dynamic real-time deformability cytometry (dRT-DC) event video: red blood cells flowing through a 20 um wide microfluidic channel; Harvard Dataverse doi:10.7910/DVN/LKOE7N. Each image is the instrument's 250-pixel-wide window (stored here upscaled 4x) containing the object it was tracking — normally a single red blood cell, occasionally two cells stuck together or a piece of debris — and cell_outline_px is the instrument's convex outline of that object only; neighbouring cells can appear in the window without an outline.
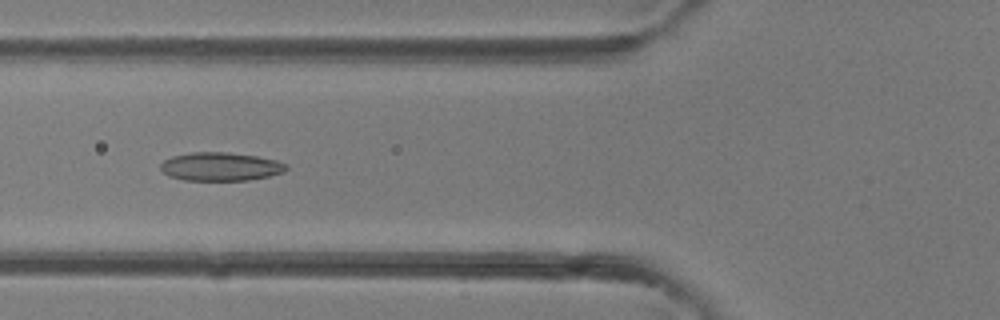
{"species": "common noctule bat (a hibernating species)", "species_latin": "Nyctalus noctula", "temperature_condition": "room temperature", "stored_images_in_passage": 38, "camera_frame_rate_fps": 3000, "um_per_image_px": 0.085, "animal": {"sex": "female"}, "frame": {"image": 1, "passage_image": 13, "time_ms": 4.0, "image_size_px": [1000, 320], "cell_outline_px": [[288, 168], [284, 172], [268, 176], [248, 180], [184, 180], [168, 176], [160, 168], [160, 164], [164, 160], [172, 156], [192, 152], [224, 152], [256, 156], [276, 160], [288, 164]], "centroid_in_image_um": [18.74, 14.16], "position_along_channel_um": 107.1, "area_um2": 20.81}}
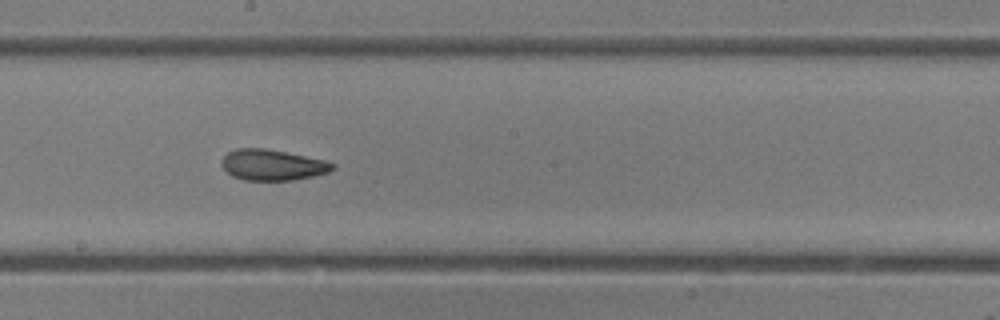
{"frame": {"image": 2, "passage_image": 20, "time_ms": 6.333, "image_size_px": [1000, 320], "cell_outline_px": [[336, 168], [328, 172], [312, 176], [292, 180], [244, 180], [232, 176], [220, 164], [220, 160], [228, 152], [236, 148], [264, 148], [324, 160], [336, 164]], "centroid_in_image_um": [23.13, 14.02], "position_along_channel_um": 225.1, "area_um2": 19.83}}
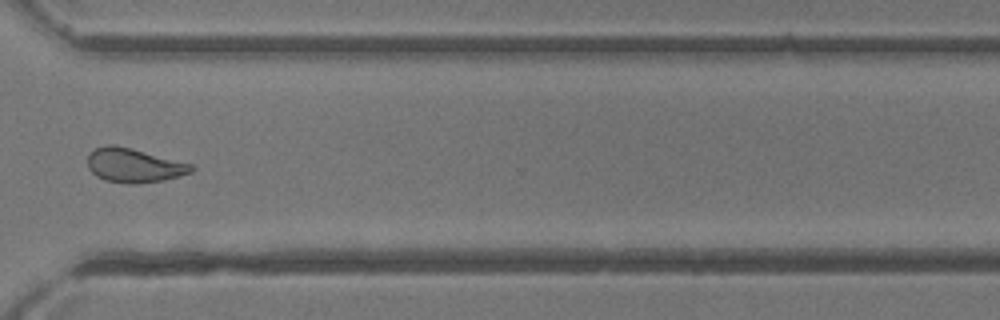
{"frame": {"image": 3, "passage_image": 28, "time_ms": 9.0, "image_size_px": [1000, 320], "cell_outline_px": [[196, 168], [192, 172], [164, 180], [136, 184], [132, 184], [104, 180], [96, 176], [88, 168], [88, 152], [96, 148], [108, 144], [112, 144], [132, 148], [192, 164]], "centroid_in_image_um": [11.38, 14.05], "position_along_channel_um": 359.2, "area_um2": 20.69}}